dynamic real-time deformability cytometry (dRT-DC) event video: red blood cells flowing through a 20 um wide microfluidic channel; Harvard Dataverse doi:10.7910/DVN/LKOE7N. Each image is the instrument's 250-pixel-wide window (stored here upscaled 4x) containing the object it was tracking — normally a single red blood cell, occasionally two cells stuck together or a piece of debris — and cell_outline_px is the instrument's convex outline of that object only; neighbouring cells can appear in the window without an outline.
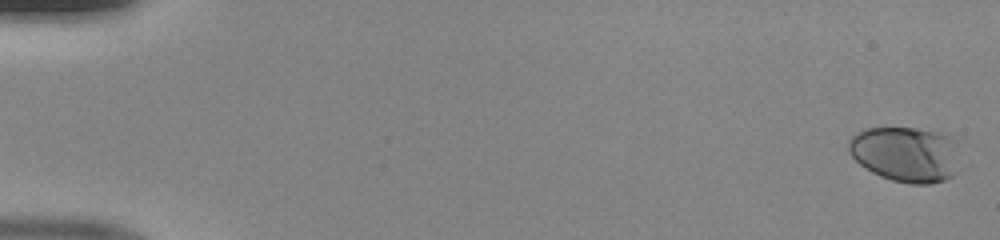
{"species": "human", "species_latin": "Homo sapiens", "temperature_condition": "room temperature", "stored_images_in_passage": 49, "camera_frame_rate_fps": 3000, "um_per_image_px": 0.085, "donor": {"sex": "male"}, "frame": {"image": 1, "passage_image": 1, "time_ms": 0.0, "image_size_px": [1000, 240], "cell_outline_px": [[960, 140], [956, 172], [952, 176], [944, 180], [932, 184], [912, 184], [892, 180], [880, 176], [872, 172], [860, 164], [848, 152], [848, 140], [856, 132], [864, 128], [916, 128], [956, 136]], "centroid_in_image_um": [77.03, 13.09], "position_along_channel_um": 8.0, "area_um2": 36.65}}
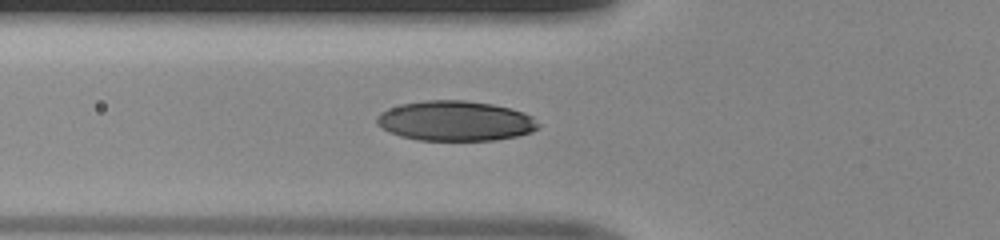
{"frame": {"image": 2, "passage_image": 19, "time_ms": 6.0, "image_size_px": [1000, 240], "cell_outline_px": [[540, 128], [532, 132], [516, 136], [496, 140], [416, 140], [400, 136], [388, 132], [380, 128], [376, 124], [376, 116], [380, 112], [388, 108], [400, 104], [424, 100], [464, 100], [492, 104], [512, 108], [524, 112], [532, 116], [540, 124]], "centroid_in_image_um": [38.69, 10.27], "position_along_channel_um": 87.1, "area_um2": 38.15}}
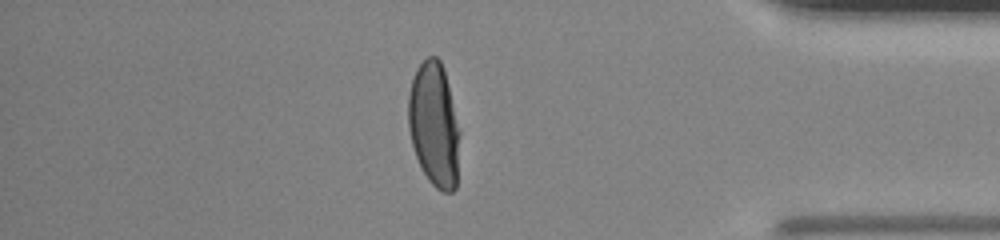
{"frame": {"image": 3, "passage_image": 43, "time_ms": 14.0, "image_size_px": [1000, 240], "cell_outline_px": [[460, 132], [456, 188], [452, 192], [444, 192], [436, 188], [428, 180], [416, 156], [412, 144], [408, 128], [408, 92], [416, 68], [428, 56], [436, 56], [440, 60], [444, 68]], "centroid_in_image_um": [36.9, 10.59], "position_along_channel_um": 398.3, "area_um2": 37.34}}